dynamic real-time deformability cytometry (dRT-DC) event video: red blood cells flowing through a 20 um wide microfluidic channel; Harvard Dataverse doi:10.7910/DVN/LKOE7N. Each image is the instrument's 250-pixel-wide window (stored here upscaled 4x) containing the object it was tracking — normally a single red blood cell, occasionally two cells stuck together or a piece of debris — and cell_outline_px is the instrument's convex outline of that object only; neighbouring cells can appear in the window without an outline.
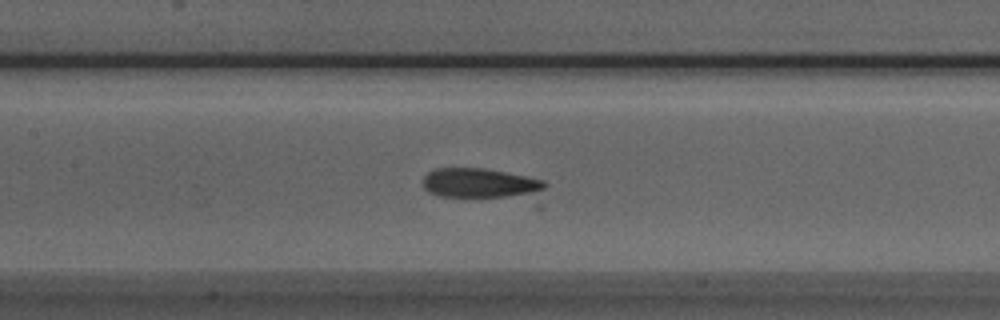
{"species": "Egyptian fruit bat (a non-hibernating species)", "species_latin": "Rousettus aegyptiacus", "temperature_condition": "room temperature", "stored_images_in_passage": 46, "camera_frame_rate_fps": 3000, "um_per_image_px": 0.085, "animal": {"sex": "male"}, "frame": {"image": 1, "passage_image": 17, "time_ms": 5.333, "image_size_px": [1000, 320], "cell_outline_px": [[548, 184], [544, 208], [536, 208], [440, 196], [428, 192], [424, 188], [424, 176], [428, 172], [436, 168], [484, 168], [544, 180]], "centroid_in_image_um": [41.39, 15.85], "position_along_channel_um": 166.0, "area_um2": 26.3}}
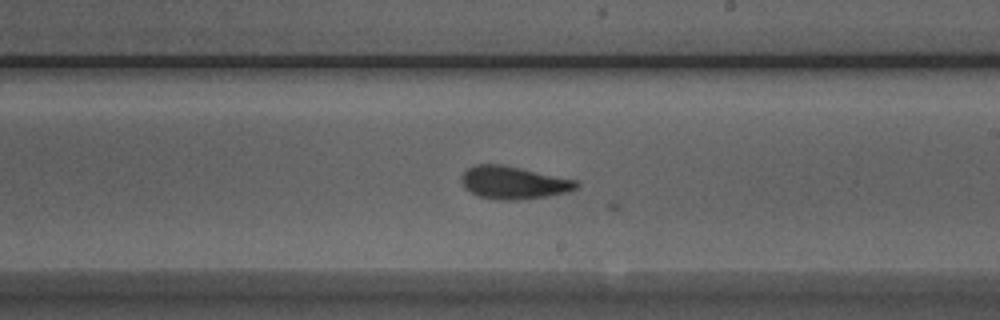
{"frame": {"image": 2, "passage_image": 23, "time_ms": 7.333, "image_size_px": [1000, 320], "cell_outline_px": [[580, 184], [576, 188], [568, 192], [544, 196], [516, 200], [496, 200], [480, 196], [464, 188], [460, 180], [460, 176], [468, 168], [476, 164], [500, 164], [520, 168], [576, 180]], "centroid_in_image_um": [43.61, 15.52], "position_along_channel_um": 245.4, "area_um2": 21.73}}
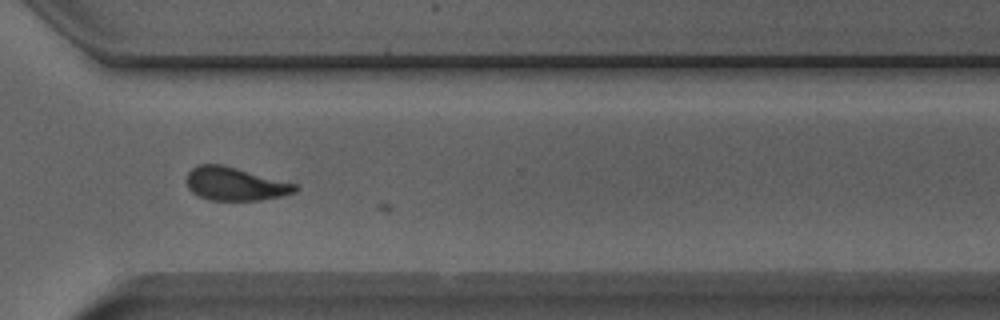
{"frame": {"image": 3, "passage_image": 31, "time_ms": 10.0, "image_size_px": [1000, 320], "cell_outline_px": [[300, 188], [296, 192], [280, 196], [260, 200], [208, 200], [192, 192], [188, 188], [184, 180], [188, 172], [196, 164], [224, 164], [296, 184]], "centroid_in_image_um": [19.94, 15.62], "position_along_channel_um": 350.7, "area_um2": 21.27}}